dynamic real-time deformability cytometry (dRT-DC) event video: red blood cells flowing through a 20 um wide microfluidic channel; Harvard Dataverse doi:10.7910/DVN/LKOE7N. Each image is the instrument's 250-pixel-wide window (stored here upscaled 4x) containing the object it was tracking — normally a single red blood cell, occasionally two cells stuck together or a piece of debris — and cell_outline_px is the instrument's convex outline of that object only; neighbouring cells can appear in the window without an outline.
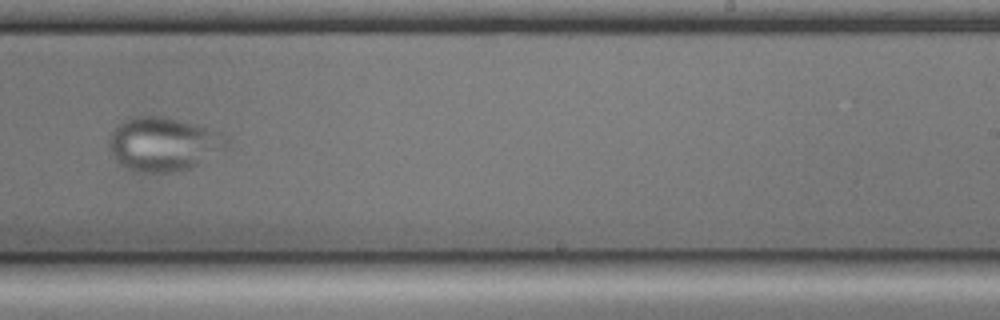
{"species": "common noctule bat (a hibernating species)", "species_latin": "Nyctalus noctula", "temperature_condition": "cold", "stored_images_in_passage": 55, "camera_frame_rate_fps": 3000, "um_per_image_px": 0.085, "animal": {"sex": "male", "body_mass_g": 17.9, "forearm_length_mm": 54.2}, "frame": {"image": 1, "passage_image": 33, "time_ms": 10.667, "image_size_px": [1000, 320], "cell_outline_px": [[228, 148], [192, 168], [172, 172], [136, 172], [120, 164], [116, 160], [108, 148], [108, 136], [112, 128], [116, 124], [124, 120], [136, 116], [164, 116], [208, 128], [220, 132], [228, 140]], "centroid_in_image_um": [13.86, 12.25], "position_along_channel_um": 275.1, "area_um2": 37.28}}